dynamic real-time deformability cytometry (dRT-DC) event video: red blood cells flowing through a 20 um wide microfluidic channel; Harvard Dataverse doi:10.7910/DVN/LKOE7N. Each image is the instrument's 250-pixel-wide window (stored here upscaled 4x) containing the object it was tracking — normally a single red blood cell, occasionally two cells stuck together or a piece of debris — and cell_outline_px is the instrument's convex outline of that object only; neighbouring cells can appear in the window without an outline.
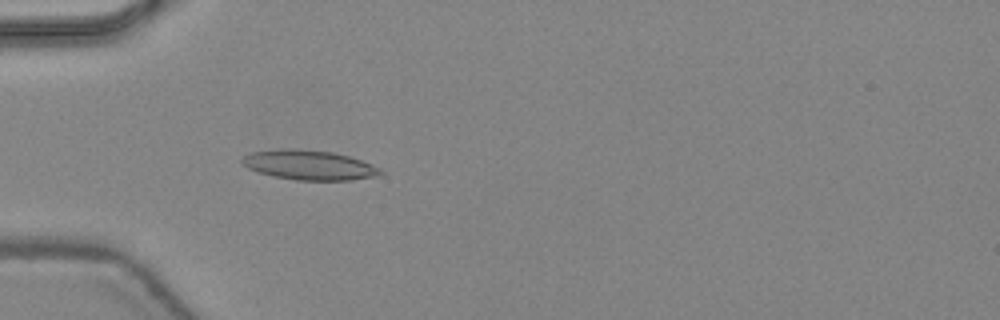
{"species": "common noctule bat (a hibernating species)", "species_latin": "Nyctalus noctula", "temperature_condition": "warm", "stored_images_in_passage": 38, "camera_frame_rate_fps": 3000, "um_per_image_px": 0.085, "animal": {"sex": "female", "body_mass_g": 24.6, "forearm_length_mm": 56.2}, "frame": {"image": 1, "passage_image": 7, "time_ms": 2.0, "image_size_px": [1000, 320], "cell_outline_px": [[384, 172], [376, 176], [352, 180], [296, 180], [272, 176], [248, 168], [240, 160], [244, 156], [252, 152], [280, 148], [296, 148], [332, 152], [348, 156], [372, 164], [380, 168]], "centroid_in_image_um": [26.27, 14.02], "position_along_channel_um": 58.7, "area_um2": 23.93}}
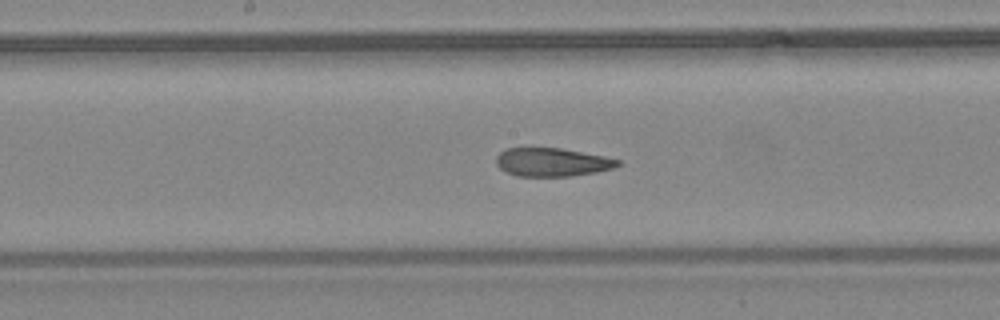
{"frame": {"image": 2, "passage_image": 17, "time_ms": 5.333, "image_size_px": [1000, 320], "cell_outline_px": [[620, 164], [612, 168], [596, 172], [572, 176], [516, 176], [500, 168], [496, 164], [496, 156], [500, 152], [508, 148], [560, 148], [604, 156], [620, 160]], "centroid_in_image_um": [46.92, 13.78], "position_along_channel_um": 201.3, "area_um2": 20.0}}
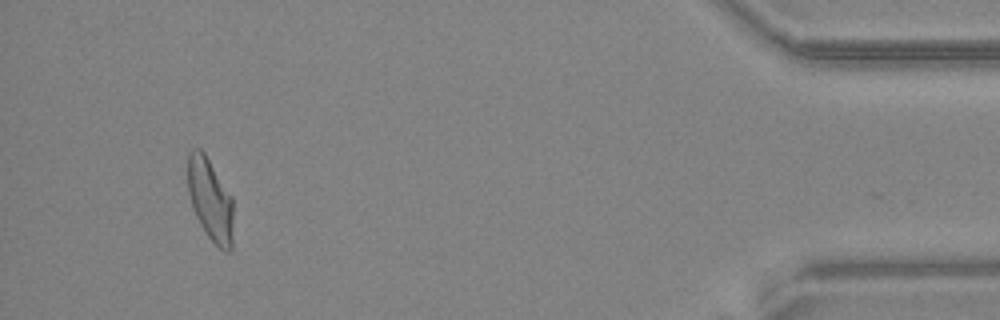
{"frame": {"image": 3, "passage_image": 36, "time_ms": 11.667, "image_size_px": [1000, 320], "cell_outline_px": [[232, 248], [228, 252], [220, 248], [208, 236], [200, 224], [196, 216], [188, 192], [188, 152], [192, 148], [200, 148], [204, 152], [232, 196]], "centroid_in_image_um": [17.86, 16.94], "position_along_channel_um": 417.3, "area_um2": 21.68}, "authors_computed_cell_mechanics": {"area_um2": 21.9929, "velocity_mm_per_s": 4.4801, "shape_relaxation_time_tau1_ms": 9.4357, "shape_relaxation_time_tau2_ms": 1.5853, "deformation_change_tau1": 0.2581, "deformation_change_tau2": 0.0986}}